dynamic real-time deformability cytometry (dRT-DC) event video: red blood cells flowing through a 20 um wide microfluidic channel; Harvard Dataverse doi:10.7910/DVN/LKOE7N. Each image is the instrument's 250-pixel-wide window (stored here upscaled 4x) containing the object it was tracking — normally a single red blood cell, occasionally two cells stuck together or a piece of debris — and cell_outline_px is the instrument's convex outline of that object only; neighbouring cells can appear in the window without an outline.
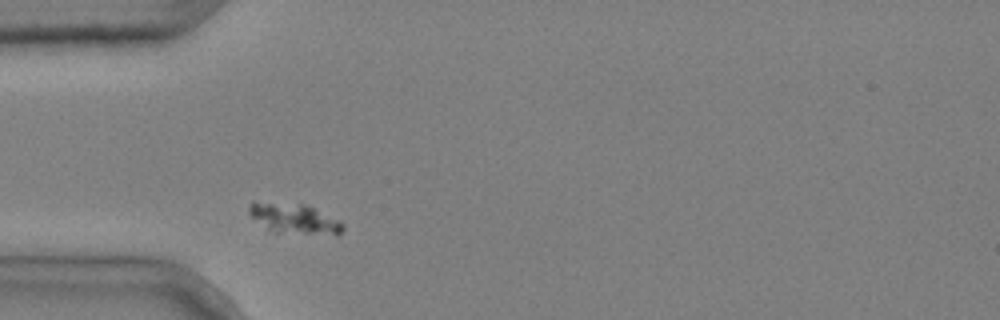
{"species": "common noctule bat (a hibernating species)", "species_latin": "Nyctalus noctula", "temperature_condition": "cold", "stored_images_in_passage": 2, "camera_frame_rate_fps": 3000, "um_per_image_px": 0.085, "animal": {"sex": "male", "body_mass_g": 20.4}, "frame": {"image": 1, "passage_image": 1, "time_ms": 0.0, "image_size_px": [1000, 320], "cell_outline_px": [[344, 228], [336, 236], [268, 232], [248, 212], [248, 208], [252, 200], [304, 204], [340, 220], [344, 224]], "centroid_in_image_um": [24.99, 18.6], "position_along_channel_um": 60.0, "area_um2": 17.11}}